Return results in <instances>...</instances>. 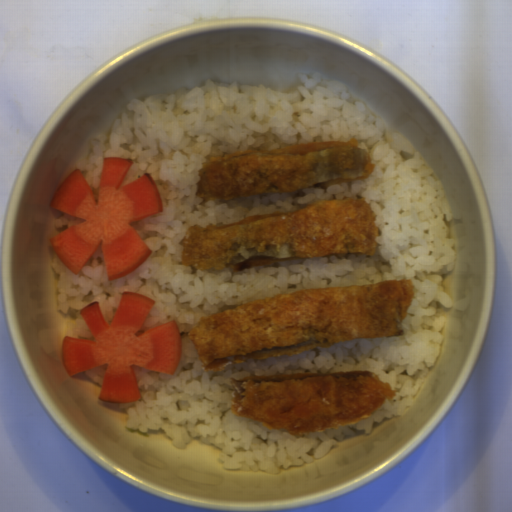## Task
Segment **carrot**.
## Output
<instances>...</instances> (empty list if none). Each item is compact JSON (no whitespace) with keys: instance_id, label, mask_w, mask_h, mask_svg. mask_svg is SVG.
<instances>
[{"instance_id":"carrot-1","label":"carrot","mask_w":512,"mask_h":512,"mask_svg":"<svg viewBox=\"0 0 512 512\" xmlns=\"http://www.w3.org/2000/svg\"><path fill=\"white\" fill-rule=\"evenodd\" d=\"M133 163L103 157L97 203L80 168L70 171L52 196V208L85 220L49 239L59 262L76 275L100 245L107 281L136 270L152 253L131 223L162 213V198L149 173L120 187Z\"/></svg>"},{"instance_id":"carrot-2","label":"carrot","mask_w":512,"mask_h":512,"mask_svg":"<svg viewBox=\"0 0 512 512\" xmlns=\"http://www.w3.org/2000/svg\"><path fill=\"white\" fill-rule=\"evenodd\" d=\"M155 302L143 294L122 292L110 323L99 302L84 306L80 314L95 340L63 337L61 357L68 375L107 365L98 399L113 403L142 398L133 366L172 375L183 355L177 321L137 334Z\"/></svg>"}]
</instances>
